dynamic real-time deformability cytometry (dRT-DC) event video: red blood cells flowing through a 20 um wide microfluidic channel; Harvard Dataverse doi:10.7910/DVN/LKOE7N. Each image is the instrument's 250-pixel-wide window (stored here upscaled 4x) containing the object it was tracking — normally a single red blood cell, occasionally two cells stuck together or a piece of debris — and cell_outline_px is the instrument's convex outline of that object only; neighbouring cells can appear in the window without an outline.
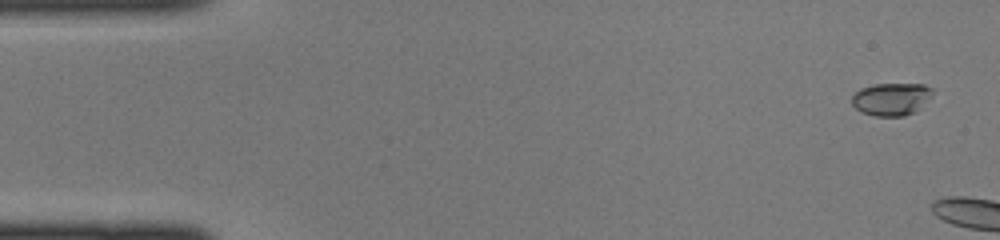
{"species": "common noctule bat (a hibernating species)", "species_latin": "Nyctalus noctula", "temperature_condition": "cold", "stored_images_in_passage": 14, "camera_frame_rate_fps": 3000, "um_per_image_px": 0.085, "animal": {"sex": "female", "body_mass_g": 22.0, "forearm_length_mm": 56.7}, "frame": {"image": 1, "passage_image": 2, "time_ms": 0.333, "image_size_px": [1000, 240], "cell_outline_px": [[932, 96], [916, 112], [904, 116], [876, 116], [860, 112], [852, 104], [852, 96], [860, 88], [876, 84], [924, 84], [932, 88]], "centroid_in_image_um": [75.77, 8.43], "position_along_channel_um": 9.2, "area_um2": 15.43}}
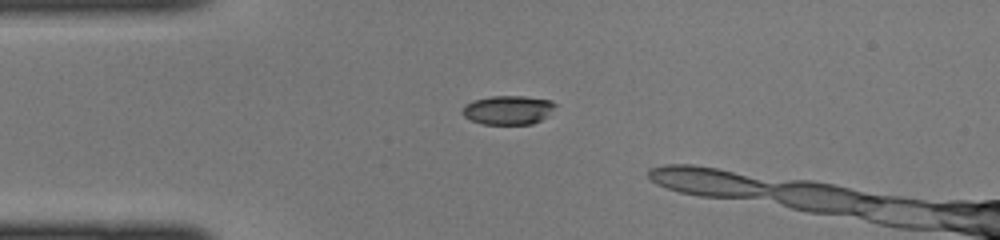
{"frame": {"image": 2, "passage_image": 11, "time_ms": 3.333, "image_size_px": [1000, 240], "cell_outline_px": [[556, 104], [540, 120], [532, 124], [484, 124], [472, 120], [464, 116], [464, 104], [472, 100], [492, 96], [524, 96], [552, 100]], "centroid_in_image_um": [43.16, 9.33], "position_along_channel_um": 41.8, "area_um2": 15.37}}